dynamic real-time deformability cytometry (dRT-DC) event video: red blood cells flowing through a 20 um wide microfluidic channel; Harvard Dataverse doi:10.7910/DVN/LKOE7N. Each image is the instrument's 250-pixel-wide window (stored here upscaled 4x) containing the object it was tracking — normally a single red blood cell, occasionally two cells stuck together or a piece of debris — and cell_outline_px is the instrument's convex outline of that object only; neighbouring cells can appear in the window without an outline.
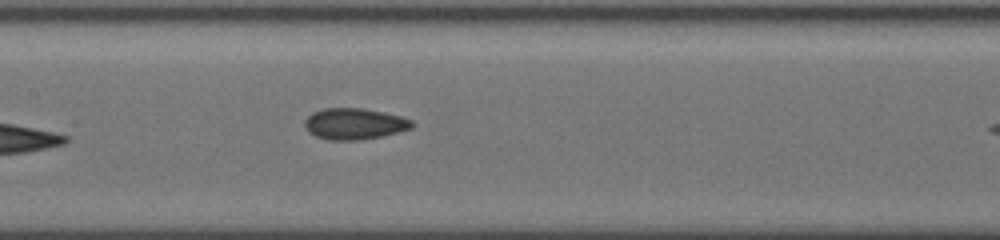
{"species": "common noctule bat (a hibernating species)", "species_latin": "Nyctalus noctula", "temperature_condition": "cold", "stored_images_in_passage": 8, "camera_frame_rate_fps": 3000, "um_per_image_px": 0.085, "animal": {"sex": "female", "body_mass_g": 19.5, "forearm_length_mm": 54.1}, "frame": {"image": 1, "passage_image": 8, "time_ms": 5.0, "image_size_px": [1000, 240], "cell_outline_px": [[416, 124], [412, 128], [384, 136], [360, 140], [328, 140], [316, 136], [308, 132], [304, 124], [304, 120], [312, 112], [324, 108], [364, 108], [384, 112], [400, 116], [412, 120]], "centroid_in_image_um": [30.14, 10.52], "position_along_channel_um": 177.3, "area_um2": 19.77}}